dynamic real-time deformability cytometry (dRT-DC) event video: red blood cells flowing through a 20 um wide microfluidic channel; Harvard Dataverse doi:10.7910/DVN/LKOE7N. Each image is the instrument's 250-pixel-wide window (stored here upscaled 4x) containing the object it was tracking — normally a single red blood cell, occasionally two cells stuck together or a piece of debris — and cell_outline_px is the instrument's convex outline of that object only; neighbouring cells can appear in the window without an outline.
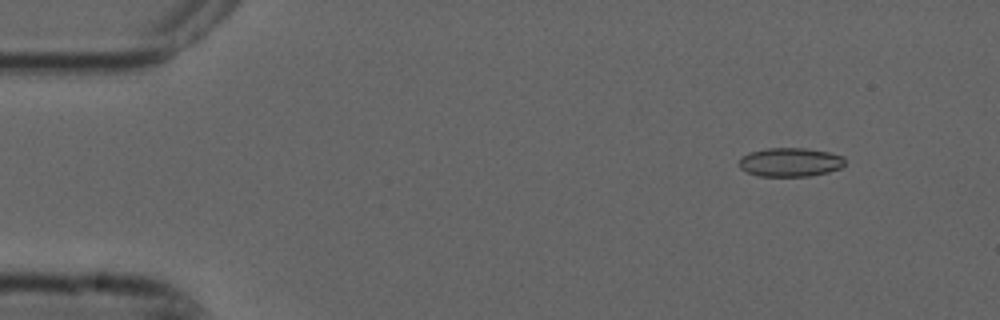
{"species": "common noctule bat (a hibernating species)", "species_latin": "Nyctalus noctula", "temperature_condition": "cold", "stored_images_in_passage": 4, "camera_frame_rate_fps": 3000, "um_per_image_px": 0.085, "animal": {"sex": "male", "forearm_length_mm": 52.5}, "frame": {"image": 1, "passage_image": 2, "time_ms": 0.333, "image_size_px": [1000, 320], "cell_outline_px": [[844, 164], [840, 168], [828, 172], [812, 176], [760, 176], [748, 172], [740, 168], [740, 156], [748, 152], [764, 148], [804, 148], [828, 152], [844, 156]], "centroid_in_image_um": [67.15, 13.78], "position_along_channel_um": 17.8, "area_um2": 17.86}}
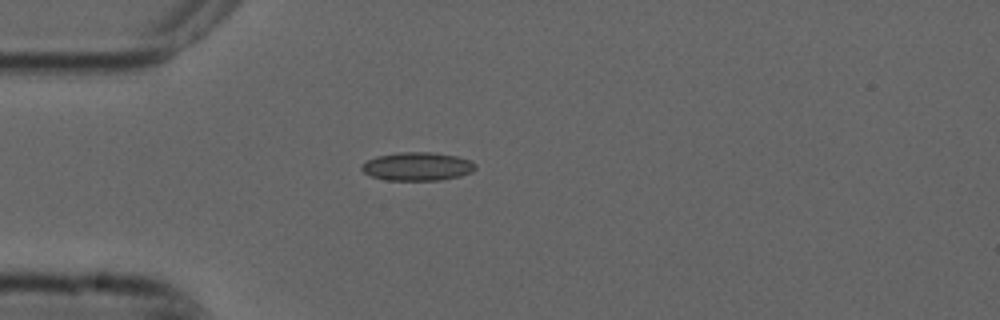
{"frame": {"image": 2, "passage_image": 4, "time_ms": 1.0, "image_size_px": [1000, 320], "cell_outline_px": [[476, 168], [472, 172], [460, 176], [440, 180], [388, 180], [372, 176], [364, 172], [360, 168], [360, 164], [376, 156], [396, 152], [432, 152], [456, 156], [472, 160], [476, 164]], "centroid_in_image_um": [35.48, 14.14], "position_along_channel_um": 49.5, "area_um2": 18.96}}